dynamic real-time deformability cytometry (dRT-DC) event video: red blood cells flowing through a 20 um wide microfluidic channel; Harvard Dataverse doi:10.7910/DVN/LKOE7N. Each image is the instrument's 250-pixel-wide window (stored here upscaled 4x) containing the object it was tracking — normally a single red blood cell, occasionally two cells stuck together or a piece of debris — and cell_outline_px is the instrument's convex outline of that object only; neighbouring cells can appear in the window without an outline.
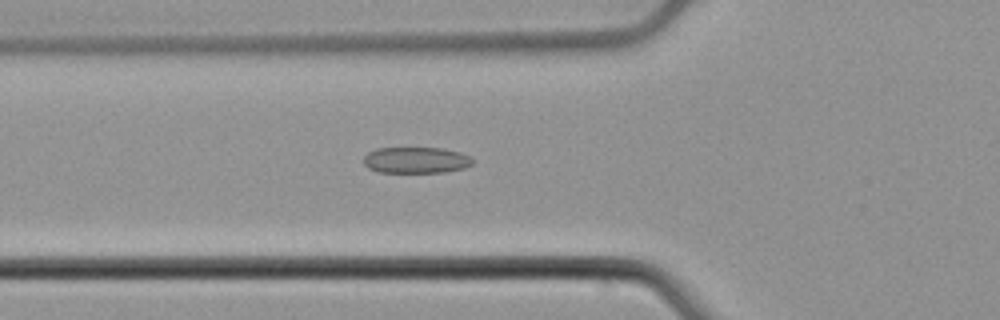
{"species": "common noctule bat (a hibernating species)", "species_latin": "Nyctalus noctula", "temperature_condition": "cold", "stored_images_in_passage": 50, "camera_frame_rate_fps": 3000, "um_per_image_px": 0.085, "animal": {"sex": "male", "body_mass_g": 21.5, "forearm_length_mm": 52.0}, "frame": {"image": 1, "passage_image": 16, "time_ms": 5.0, "image_size_px": [1000, 320], "cell_outline_px": [[472, 164], [464, 168], [444, 172], [380, 172], [368, 168], [364, 164], [364, 156], [368, 152], [376, 148], [440, 148], [460, 152], [468, 156], [472, 160]], "centroid_in_image_um": [35.33, 13.61], "position_along_channel_um": 90.5, "area_um2": 16.53}}
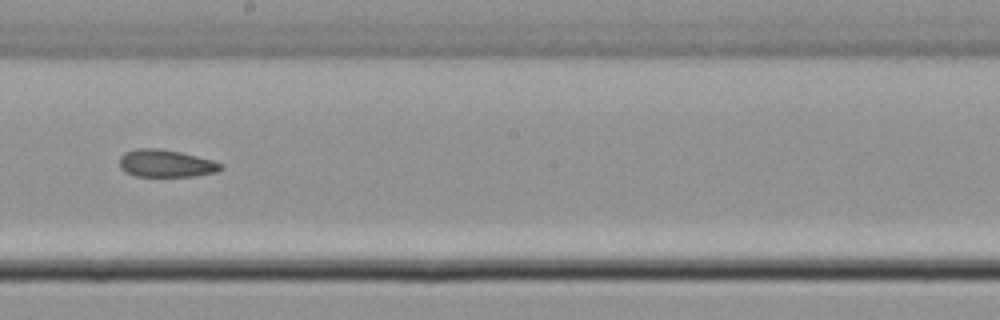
{"frame": {"image": 2, "passage_image": 27, "time_ms": 8.667, "image_size_px": [1000, 320], "cell_outline_px": [[224, 168], [216, 172], [196, 176], [136, 176], [124, 172], [120, 168], [120, 156], [124, 152], [136, 148], [160, 148], [180, 152], [212, 160], [224, 164]], "centroid_in_image_um": [14.1, 13.89], "position_along_channel_um": 234.1, "area_um2": 16.36}}
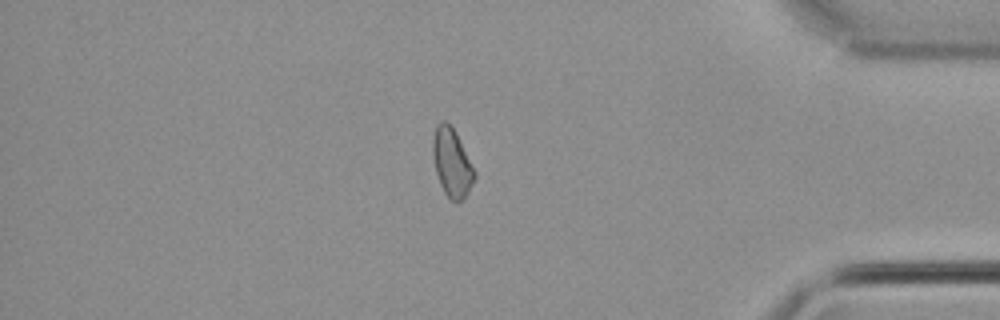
{"frame": {"image": 3, "passage_image": 42, "time_ms": 13.667, "image_size_px": [1000, 320], "cell_outline_px": [[476, 176], [468, 192], [456, 204], [444, 192], [440, 184], [436, 172], [432, 152], [432, 140], [436, 124], [440, 120], [444, 120], [456, 132], [476, 172]], "centroid_in_image_um": [38.4, 13.8], "position_along_channel_um": 396.8, "area_um2": 16.53}, "authors_computed_cell_mechanics": {"area_um2": 16.7909, "velocity_mm_per_s": 3.9077, "shape_relaxation_time_tau1_ms": 3.6414, "shape_relaxation_time_tau2_ms": 2.7742, "deformation_change_tau1": 0.058, "deformation_change_tau2": 0.0911}}